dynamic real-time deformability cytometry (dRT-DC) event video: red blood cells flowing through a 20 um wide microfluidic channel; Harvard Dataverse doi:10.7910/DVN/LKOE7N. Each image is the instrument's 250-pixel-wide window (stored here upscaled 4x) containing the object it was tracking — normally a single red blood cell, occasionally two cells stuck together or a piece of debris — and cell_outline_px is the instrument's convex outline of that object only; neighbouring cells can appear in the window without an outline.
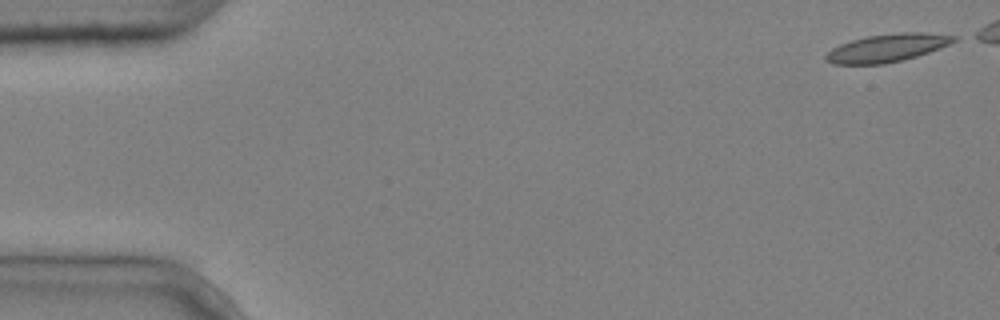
{"species": "common noctule bat (a hibernating species)", "species_latin": "Nyctalus noctula", "temperature_condition": "cold", "stored_images_in_passage": 5, "camera_frame_rate_fps": 3000, "um_per_image_px": 0.085, "animal": {"sex": "male", "body_mass_g": 20.4}, "frame": {"image": 1, "passage_image": 1, "time_ms": 0.0, "image_size_px": [1000, 320], "cell_outline_px": [[960, 36], [956, 40], [940, 48], [904, 60], [884, 64], [832, 64], [824, 60], [824, 56], [832, 48], [840, 44], [852, 40], [868, 36], [904, 32], [924, 32]], "centroid_in_image_um": [75.4, 4.08], "position_along_channel_um": 9.6, "area_um2": 20.81}}